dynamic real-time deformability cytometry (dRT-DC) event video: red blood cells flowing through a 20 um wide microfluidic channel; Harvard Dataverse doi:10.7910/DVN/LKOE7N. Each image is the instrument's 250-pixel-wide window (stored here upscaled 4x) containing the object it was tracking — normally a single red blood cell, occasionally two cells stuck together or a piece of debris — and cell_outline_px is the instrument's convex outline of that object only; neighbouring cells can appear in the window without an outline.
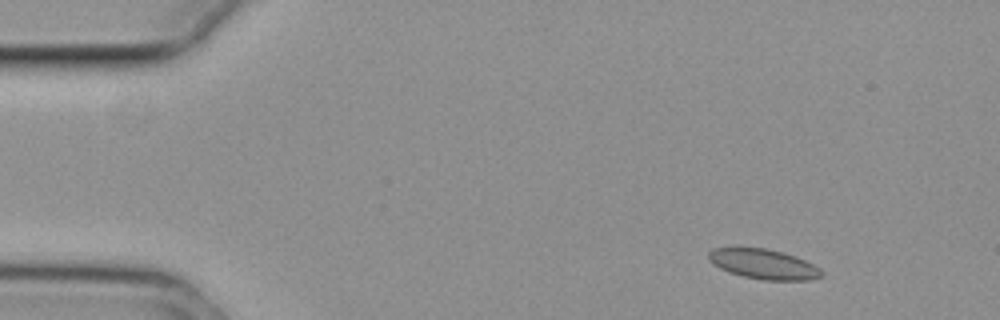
{"species": "common noctule bat (a hibernating species)", "species_latin": "Nyctalus noctula", "temperature_condition": "cold", "stored_images_in_passage": 51, "segment_of_instrument_passage": [1, 2], "camera_frame_rate_fps": 3000, "um_per_image_px": 0.085, "animal": {"sex": "female", "body_mass_g": 29.2, "forearm_length_mm": 56.3}, "frame": {"image": 1, "passage_image": 1, "time_ms": 0.0, "image_size_px": [1000, 320], "cell_outline_px": [[824, 276], [812, 280], [764, 280], [744, 276], [728, 272], [712, 264], [708, 260], [708, 252], [712, 248], [736, 244], [768, 248], [784, 252], [796, 256], [820, 268], [824, 272]], "centroid_in_image_um": [64.84, 22.39], "position_along_channel_um": 20.2, "area_um2": 20.69}}
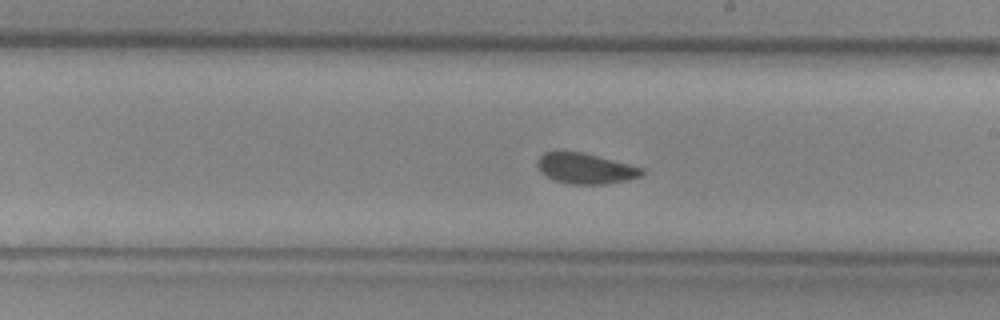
{"frame": {"image": 2, "passage_image": 26, "time_ms": 8.333, "image_size_px": [1000, 320], "cell_outline_px": [[644, 172], [640, 176], [628, 180], [608, 184], [568, 184], [552, 180], [540, 172], [536, 164], [536, 160], [544, 152], [584, 152], [644, 168]], "centroid_in_image_um": [49.74, 14.33], "position_along_channel_um": 239.3, "area_um2": 18.79}}
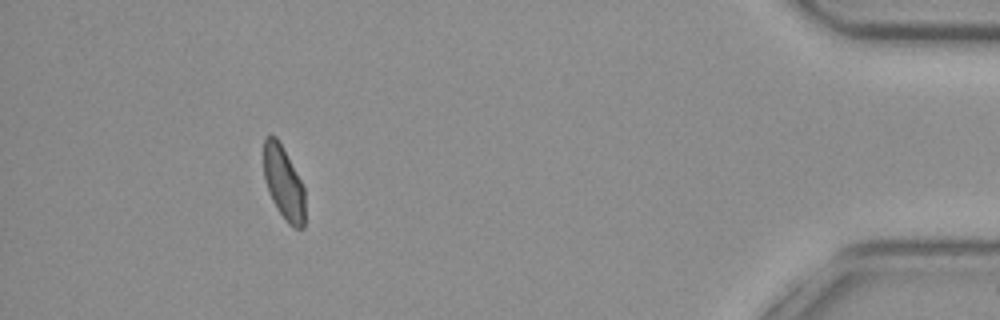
{"frame": {"image": 3, "passage_image": 45, "time_ms": 14.667, "image_size_px": [1000, 320], "cell_outline_px": [[304, 228], [296, 228], [288, 224], [276, 208], [268, 192], [264, 180], [264, 136], [276, 136], [300, 180], [304, 188]], "centroid_in_image_um": [24.09, 15.58], "position_along_channel_um": 411.1, "area_um2": 17.4}}